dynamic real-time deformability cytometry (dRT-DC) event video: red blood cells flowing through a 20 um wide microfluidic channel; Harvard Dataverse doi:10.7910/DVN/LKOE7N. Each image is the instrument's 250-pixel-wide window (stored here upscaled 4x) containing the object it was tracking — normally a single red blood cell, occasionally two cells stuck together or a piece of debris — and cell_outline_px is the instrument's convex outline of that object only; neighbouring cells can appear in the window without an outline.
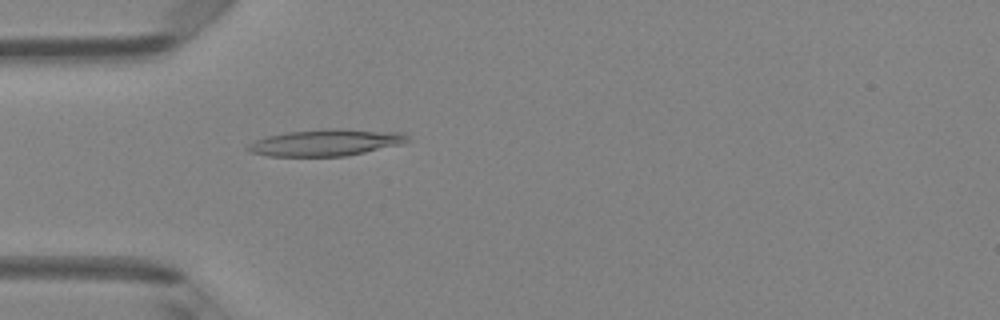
{"species": "Egyptian fruit bat (a non-hibernating species)", "species_latin": "Rousettus aegyptiacus", "temperature_condition": "room temperature", "stored_images_in_passage": 35, "camera_frame_rate_fps": 3000, "um_per_image_px": 0.085, "animal": {"sex": "female"}, "frame": {"image": 1, "passage_image": 1, "time_ms": 0.0, "image_size_px": [1000, 320], "cell_outline_px": [[412, 140], [400, 144], [364, 152], [344, 156], [268, 156], [248, 152], [244, 148], [248, 144], [256, 140], [268, 136], [288, 132], [324, 128], [336, 128], [404, 132]], "centroid_in_image_um": [27.69, 12.11], "position_along_channel_um": 57.3, "area_um2": 24.91}}
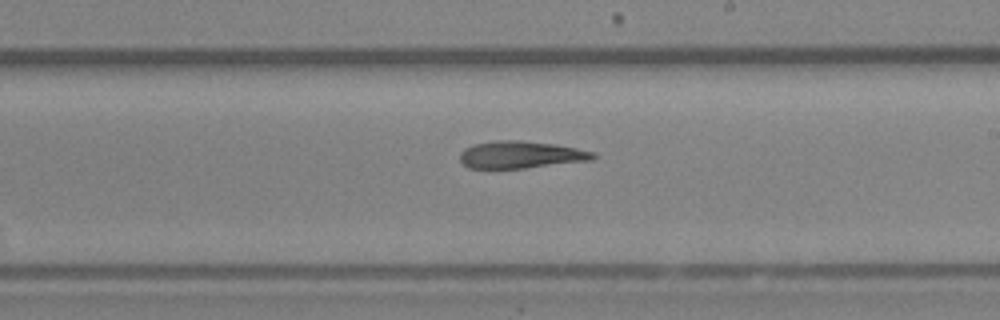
{"frame": {"image": 2, "passage_image": 15, "time_ms": 4.667, "image_size_px": [1000, 320], "cell_outline_px": [[596, 156], [592, 160], [524, 168], [468, 168], [460, 160], [460, 152], [464, 148], [472, 144], [496, 140], [516, 140], [552, 144], [576, 148], [596, 152]], "centroid_in_image_um": [44.24, 13.15], "position_along_channel_um": 244.8, "area_um2": 21.04}}
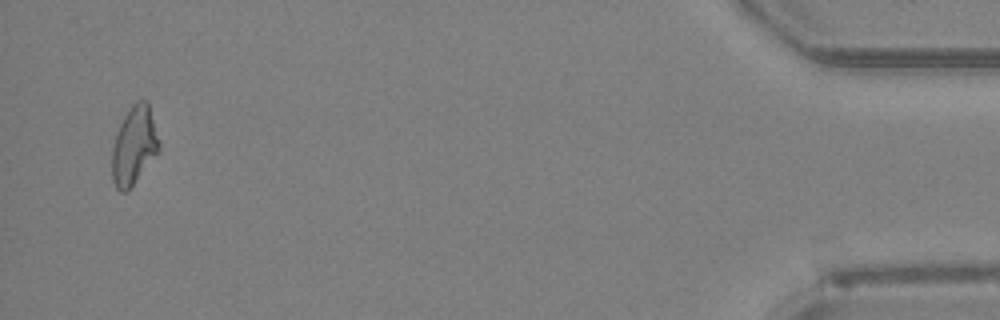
{"frame": {"image": 3, "passage_image": 34, "time_ms": 11.0, "image_size_px": [1000, 320], "cell_outline_px": [[160, 152], [128, 192], [120, 192], [116, 188], [112, 180], [112, 148], [116, 132], [124, 116], [132, 104], [136, 100], [148, 100], [160, 144]], "centroid_in_image_um": [11.41, 12.41], "position_along_channel_um": 423.8, "area_um2": 21.91}, "authors_computed_cell_mechanics": {"area_um2": 21.4438, "velocity_mm_per_s": 4.1164, "shape_relaxation_time_tau1_ms": null, "shape_relaxation_time_tau2_ms": 8.5658, "deformation_change_tau1": null, "deformation_change_tau2": 0.2418}}